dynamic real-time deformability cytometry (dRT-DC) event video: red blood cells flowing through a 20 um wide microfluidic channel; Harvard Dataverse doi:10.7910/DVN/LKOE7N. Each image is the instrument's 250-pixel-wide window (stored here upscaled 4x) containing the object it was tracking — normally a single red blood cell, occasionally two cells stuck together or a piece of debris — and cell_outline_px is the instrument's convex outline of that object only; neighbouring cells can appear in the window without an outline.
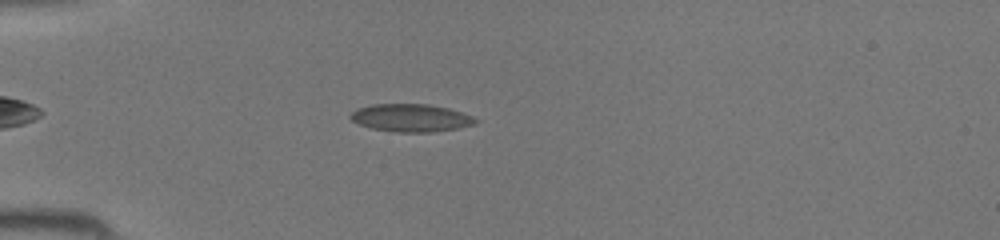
{"species": "common noctule bat (a hibernating species)", "species_latin": "Nyctalus noctula", "temperature_condition": "room temperature", "stored_images_in_passage": 40, "camera_frame_rate_fps": 3000, "um_per_image_px": 0.085, "animal": {"sex": "female", "body_mass_g": 19.5, "forearm_length_mm": 54.1}, "frame": {"image": 1, "passage_image": 9, "time_ms": 2.667, "image_size_px": [1000, 240], "cell_outline_px": [[480, 120], [476, 124], [456, 128], [432, 132], [396, 132], [372, 128], [360, 124], [352, 120], [348, 116], [356, 108], [372, 104], [428, 104], [448, 108], [472, 116]], "centroid_in_image_um": [34.92, 10.01], "position_along_channel_um": 50.1, "area_um2": 20.17}}
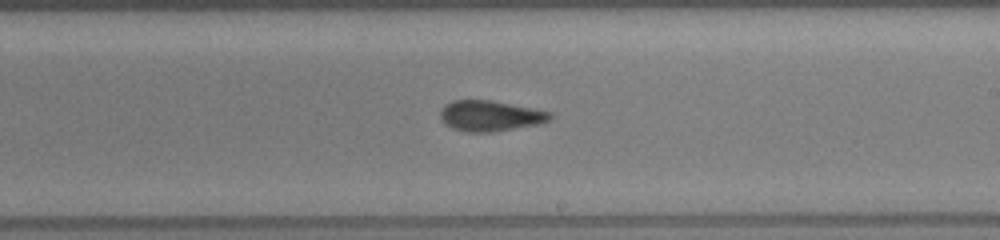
{"frame": {"image": 2, "passage_image": 23, "time_ms": 7.333, "image_size_px": [1000, 240], "cell_outline_px": [[552, 120], [540, 124], [492, 132], [468, 132], [452, 128], [444, 124], [440, 120], [440, 112], [444, 104], [452, 100], [492, 100], [552, 112]], "centroid_in_image_um": [41.66, 9.85], "position_along_channel_um": 247.3, "area_um2": 19.83}}
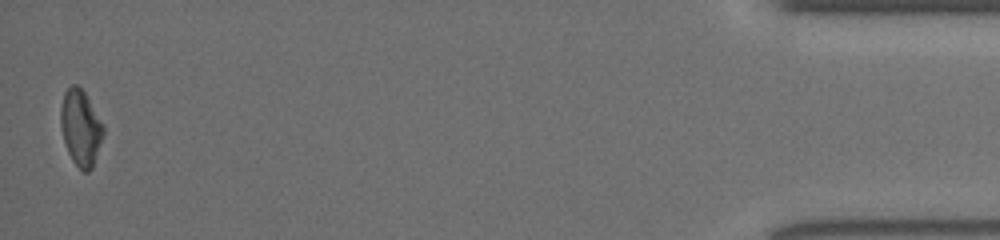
{"frame": {"image": 3, "passage_image": 40, "time_ms": 13.0, "image_size_px": [1000, 240], "cell_outline_px": [[104, 132], [92, 168], [88, 172], [84, 172], [72, 160], [68, 152], [64, 140], [60, 124], [60, 108], [64, 92], [72, 84], [76, 84], [84, 92], [104, 124]], "centroid_in_image_um": [6.85, 10.84], "position_along_channel_um": 428.3, "area_um2": 18.73}}